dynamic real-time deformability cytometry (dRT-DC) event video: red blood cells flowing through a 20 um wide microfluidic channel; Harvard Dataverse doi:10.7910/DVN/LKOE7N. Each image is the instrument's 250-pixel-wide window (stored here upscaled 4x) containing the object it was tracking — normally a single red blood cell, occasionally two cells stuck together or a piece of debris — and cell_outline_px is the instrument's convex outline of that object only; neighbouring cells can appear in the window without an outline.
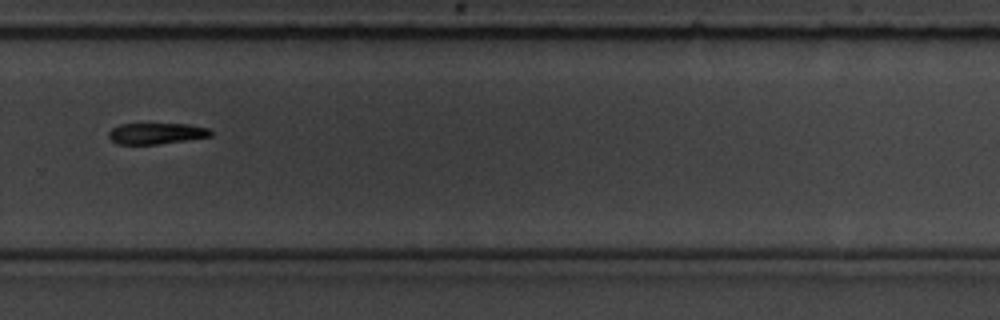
{"species": "common noctule bat (a hibernating species)", "species_latin": "Nyctalus noctula", "temperature_condition": "room temperature", "stored_images_in_passage": 38, "camera_frame_rate_fps": 3000, "um_per_image_px": 0.085, "animal": {"sex": "male", "body_mass_g": 19.5, "forearm_length_mm": 54.6}, "frame": {"image": 1, "passage_image": 22, "time_ms": 7.0, "image_size_px": [1000, 320], "cell_outline_px": [[212, 136], [188, 140], [156, 144], [116, 144], [108, 136], [108, 132], [112, 128], [120, 124], [188, 124], [208, 128], [212, 132]], "centroid_in_image_um": [13.29, 11.34], "position_along_channel_um": 316.5, "area_um2": 12.54}}